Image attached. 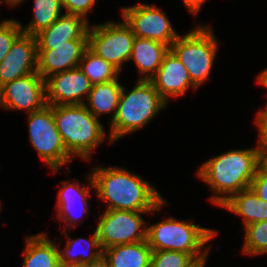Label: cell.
<instances>
[{
  "mask_svg": "<svg viewBox=\"0 0 267 267\" xmlns=\"http://www.w3.org/2000/svg\"><path fill=\"white\" fill-rule=\"evenodd\" d=\"M93 167L94 189L105 210L153 212L165 200L150 181L125 167Z\"/></svg>",
  "mask_w": 267,
  "mask_h": 267,
  "instance_id": "1",
  "label": "cell"
},
{
  "mask_svg": "<svg viewBox=\"0 0 267 267\" xmlns=\"http://www.w3.org/2000/svg\"><path fill=\"white\" fill-rule=\"evenodd\" d=\"M260 164L257 144L256 147L233 149L208 159L197 169L196 175L212 189L209 201L220 207L232 195L250 188Z\"/></svg>",
  "mask_w": 267,
  "mask_h": 267,
  "instance_id": "2",
  "label": "cell"
},
{
  "mask_svg": "<svg viewBox=\"0 0 267 267\" xmlns=\"http://www.w3.org/2000/svg\"><path fill=\"white\" fill-rule=\"evenodd\" d=\"M56 127L72 157L90 161L92 153L105 141L106 130L84 104L53 105Z\"/></svg>",
  "mask_w": 267,
  "mask_h": 267,
  "instance_id": "3",
  "label": "cell"
},
{
  "mask_svg": "<svg viewBox=\"0 0 267 267\" xmlns=\"http://www.w3.org/2000/svg\"><path fill=\"white\" fill-rule=\"evenodd\" d=\"M125 89L123 86L116 115L109 122L108 140L112 144L127 134L141 130L168 105L149 80L138 79L131 91L126 93Z\"/></svg>",
  "mask_w": 267,
  "mask_h": 267,
  "instance_id": "4",
  "label": "cell"
},
{
  "mask_svg": "<svg viewBox=\"0 0 267 267\" xmlns=\"http://www.w3.org/2000/svg\"><path fill=\"white\" fill-rule=\"evenodd\" d=\"M193 221L168 217L156 224L147 225V242L150 248L189 253L197 261L207 259L211 248L205 245L218 235V231L198 226Z\"/></svg>",
  "mask_w": 267,
  "mask_h": 267,
  "instance_id": "5",
  "label": "cell"
},
{
  "mask_svg": "<svg viewBox=\"0 0 267 267\" xmlns=\"http://www.w3.org/2000/svg\"><path fill=\"white\" fill-rule=\"evenodd\" d=\"M218 44L212 27L201 23L185 35L180 34L170 47L197 88L210 79Z\"/></svg>",
  "mask_w": 267,
  "mask_h": 267,
  "instance_id": "6",
  "label": "cell"
},
{
  "mask_svg": "<svg viewBox=\"0 0 267 267\" xmlns=\"http://www.w3.org/2000/svg\"><path fill=\"white\" fill-rule=\"evenodd\" d=\"M27 130L30 144L50 170L58 172L63 165H69L73 157L56 127L52 105L28 114Z\"/></svg>",
  "mask_w": 267,
  "mask_h": 267,
  "instance_id": "7",
  "label": "cell"
},
{
  "mask_svg": "<svg viewBox=\"0 0 267 267\" xmlns=\"http://www.w3.org/2000/svg\"><path fill=\"white\" fill-rule=\"evenodd\" d=\"M165 199L153 212L129 210H105L96 226V232L102 249L147 240V221L142 214L155 213L167 204Z\"/></svg>",
  "mask_w": 267,
  "mask_h": 267,
  "instance_id": "8",
  "label": "cell"
},
{
  "mask_svg": "<svg viewBox=\"0 0 267 267\" xmlns=\"http://www.w3.org/2000/svg\"><path fill=\"white\" fill-rule=\"evenodd\" d=\"M135 37L124 20L90 24L88 48L122 73L124 63L130 61Z\"/></svg>",
  "mask_w": 267,
  "mask_h": 267,
  "instance_id": "9",
  "label": "cell"
},
{
  "mask_svg": "<svg viewBox=\"0 0 267 267\" xmlns=\"http://www.w3.org/2000/svg\"><path fill=\"white\" fill-rule=\"evenodd\" d=\"M122 19L131 28L136 37L151 39L171 47L180 36L174 30L165 12L157 6L144 3L121 9Z\"/></svg>",
  "mask_w": 267,
  "mask_h": 267,
  "instance_id": "10",
  "label": "cell"
},
{
  "mask_svg": "<svg viewBox=\"0 0 267 267\" xmlns=\"http://www.w3.org/2000/svg\"><path fill=\"white\" fill-rule=\"evenodd\" d=\"M47 105L45 80L38 72L18 78L0 88V108L30 114Z\"/></svg>",
  "mask_w": 267,
  "mask_h": 267,
  "instance_id": "11",
  "label": "cell"
},
{
  "mask_svg": "<svg viewBox=\"0 0 267 267\" xmlns=\"http://www.w3.org/2000/svg\"><path fill=\"white\" fill-rule=\"evenodd\" d=\"M47 105H80L87 100L93 84L80 67L45 79Z\"/></svg>",
  "mask_w": 267,
  "mask_h": 267,
  "instance_id": "12",
  "label": "cell"
},
{
  "mask_svg": "<svg viewBox=\"0 0 267 267\" xmlns=\"http://www.w3.org/2000/svg\"><path fill=\"white\" fill-rule=\"evenodd\" d=\"M86 176L87 187L76 179L73 182L70 179L61 183L56 206V219L65 222L63 231H67V228L70 230L72 227L75 228L74 226L77 227V222H80L79 217L84 219L91 211L89 210L90 205H88V200H91L89 187L94 189V184L91 173Z\"/></svg>",
  "mask_w": 267,
  "mask_h": 267,
  "instance_id": "13",
  "label": "cell"
},
{
  "mask_svg": "<svg viewBox=\"0 0 267 267\" xmlns=\"http://www.w3.org/2000/svg\"><path fill=\"white\" fill-rule=\"evenodd\" d=\"M88 39H75L60 46H37V72L49 76L79 67Z\"/></svg>",
  "mask_w": 267,
  "mask_h": 267,
  "instance_id": "14",
  "label": "cell"
},
{
  "mask_svg": "<svg viewBox=\"0 0 267 267\" xmlns=\"http://www.w3.org/2000/svg\"><path fill=\"white\" fill-rule=\"evenodd\" d=\"M34 72H37V41L35 36L21 33L0 63V88Z\"/></svg>",
  "mask_w": 267,
  "mask_h": 267,
  "instance_id": "15",
  "label": "cell"
},
{
  "mask_svg": "<svg viewBox=\"0 0 267 267\" xmlns=\"http://www.w3.org/2000/svg\"><path fill=\"white\" fill-rule=\"evenodd\" d=\"M149 81L167 104L170 97L178 98L190 88L198 89L192 83L188 70L171 49L165 54L162 64Z\"/></svg>",
  "mask_w": 267,
  "mask_h": 267,
  "instance_id": "16",
  "label": "cell"
},
{
  "mask_svg": "<svg viewBox=\"0 0 267 267\" xmlns=\"http://www.w3.org/2000/svg\"><path fill=\"white\" fill-rule=\"evenodd\" d=\"M89 23L80 15L63 13L51 26L35 35L37 46H60L75 39H88Z\"/></svg>",
  "mask_w": 267,
  "mask_h": 267,
  "instance_id": "17",
  "label": "cell"
},
{
  "mask_svg": "<svg viewBox=\"0 0 267 267\" xmlns=\"http://www.w3.org/2000/svg\"><path fill=\"white\" fill-rule=\"evenodd\" d=\"M61 233L67 239L65 247L62 249L57 244L61 266H82L96 260L103 254L96 229L89 239L81 237L72 239L66 231H62ZM82 247L85 248L83 249Z\"/></svg>",
  "mask_w": 267,
  "mask_h": 267,
  "instance_id": "18",
  "label": "cell"
},
{
  "mask_svg": "<svg viewBox=\"0 0 267 267\" xmlns=\"http://www.w3.org/2000/svg\"><path fill=\"white\" fill-rule=\"evenodd\" d=\"M169 49L164 43L135 37L130 61L135 62L139 74L142 75L139 80H149L157 72Z\"/></svg>",
  "mask_w": 267,
  "mask_h": 267,
  "instance_id": "19",
  "label": "cell"
},
{
  "mask_svg": "<svg viewBox=\"0 0 267 267\" xmlns=\"http://www.w3.org/2000/svg\"><path fill=\"white\" fill-rule=\"evenodd\" d=\"M22 267H61L56 243L42 232L25 238Z\"/></svg>",
  "mask_w": 267,
  "mask_h": 267,
  "instance_id": "20",
  "label": "cell"
},
{
  "mask_svg": "<svg viewBox=\"0 0 267 267\" xmlns=\"http://www.w3.org/2000/svg\"><path fill=\"white\" fill-rule=\"evenodd\" d=\"M117 79L94 84L89 92L86 108L98 119L105 114H111L110 122L114 119L119 103L122 84Z\"/></svg>",
  "mask_w": 267,
  "mask_h": 267,
  "instance_id": "21",
  "label": "cell"
},
{
  "mask_svg": "<svg viewBox=\"0 0 267 267\" xmlns=\"http://www.w3.org/2000/svg\"><path fill=\"white\" fill-rule=\"evenodd\" d=\"M223 209L242 217L243 226L267 220V202L261 200L251 188L232 195L223 205Z\"/></svg>",
  "mask_w": 267,
  "mask_h": 267,
  "instance_id": "22",
  "label": "cell"
},
{
  "mask_svg": "<svg viewBox=\"0 0 267 267\" xmlns=\"http://www.w3.org/2000/svg\"><path fill=\"white\" fill-rule=\"evenodd\" d=\"M110 267H150L152 249L147 240L103 250Z\"/></svg>",
  "mask_w": 267,
  "mask_h": 267,
  "instance_id": "23",
  "label": "cell"
},
{
  "mask_svg": "<svg viewBox=\"0 0 267 267\" xmlns=\"http://www.w3.org/2000/svg\"><path fill=\"white\" fill-rule=\"evenodd\" d=\"M22 0L19 4L23 3ZM33 17L25 26L20 23L22 33L35 36L41 30L51 26L62 15L60 0H33Z\"/></svg>",
  "mask_w": 267,
  "mask_h": 267,
  "instance_id": "24",
  "label": "cell"
},
{
  "mask_svg": "<svg viewBox=\"0 0 267 267\" xmlns=\"http://www.w3.org/2000/svg\"><path fill=\"white\" fill-rule=\"evenodd\" d=\"M79 67L93 85L117 79L121 73L111 63L97 56L89 48L85 50Z\"/></svg>",
  "mask_w": 267,
  "mask_h": 267,
  "instance_id": "25",
  "label": "cell"
},
{
  "mask_svg": "<svg viewBox=\"0 0 267 267\" xmlns=\"http://www.w3.org/2000/svg\"><path fill=\"white\" fill-rule=\"evenodd\" d=\"M242 253L249 256L267 254V220L244 227Z\"/></svg>",
  "mask_w": 267,
  "mask_h": 267,
  "instance_id": "26",
  "label": "cell"
},
{
  "mask_svg": "<svg viewBox=\"0 0 267 267\" xmlns=\"http://www.w3.org/2000/svg\"><path fill=\"white\" fill-rule=\"evenodd\" d=\"M197 260L189 253L152 250L150 267H192Z\"/></svg>",
  "mask_w": 267,
  "mask_h": 267,
  "instance_id": "27",
  "label": "cell"
},
{
  "mask_svg": "<svg viewBox=\"0 0 267 267\" xmlns=\"http://www.w3.org/2000/svg\"><path fill=\"white\" fill-rule=\"evenodd\" d=\"M22 33L20 22L16 19H4L0 22V63L11 48L12 43Z\"/></svg>",
  "mask_w": 267,
  "mask_h": 267,
  "instance_id": "28",
  "label": "cell"
},
{
  "mask_svg": "<svg viewBox=\"0 0 267 267\" xmlns=\"http://www.w3.org/2000/svg\"><path fill=\"white\" fill-rule=\"evenodd\" d=\"M255 124L258 132V144L260 157H267V110L261 108L256 112Z\"/></svg>",
  "mask_w": 267,
  "mask_h": 267,
  "instance_id": "29",
  "label": "cell"
},
{
  "mask_svg": "<svg viewBox=\"0 0 267 267\" xmlns=\"http://www.w3.org/2000/svg\"><path fill=\"white\" fill-rule=\"evenodd\" d=\"M98 0H60L66 13L80 15L88 23V15Z\"/></svg>",
  "mask_w": 267,
  "mask_h": 267,
  "instance_id": "30",
  "label": "cell"
},
{
  "mask_svg": "<svg viewBox=\"0 0 267 267\" xmlns=\"http://www.w3.org/2000/svg\"><path fill=\"white\" fill-rule=\"evenodd\" d=\"M250 188L264 202H267V165L261 163L251 181Z\"/></svg>",
  "mask_w": 267,
  "mask_h": 267,
  "instance_id": "31",
  "label": "cell"
},
{
  "mask_svg": "<svg viewBox=\"0 0 267 267\" xmlns=\"http://www.w3.org/2000/svg\"><path fill=\"white\" fill-rule=\"evenodd\" d=\"M207 0H183V3L189 13L193 14L195 17L200 12L201 7L205 4Z\"/></svg>",
  "mask_w": 267,
  "mask_h": 267,
  "instance_id": "32",
  "label": "cell"
},
{
  "mask_svg": "<svg viewBox=\"0 0 267 267\" xmlns=\"http://www.w3.org/2000/svg\"><path fill=\"white\" fill-rule=\"evenodd\" d=\"M81 267H110L107 258L102 254L96 260L84 264Z\"/></svg>",
  "mask_w": 267,
  "mask_h": 267,
  "instance_id": "33",
  "label": "cell"
},
{
  "mask_svg": "<svg viewBox=\"0 0 267 267\" xmlns=\"http://www.w3.org/2000/svg\"><path fill=\"white\" fill-rule=\"evenodd\" d=\"M256 80H257L256 82L258 85H262L263 87L267 89V68L261 71L259 75H257ZM266 107H267V102L263 108H266Z\"/></svg>",
  "mask_w": 267,
  "mask_h": 267,
  "instance_id": "34",
  "label": "cell"
},
{
  "mask_svg": "<svg viewBox=\"0 0 267 267\" xmlns=\"http://www.w3.org/2000/svg\"><path fill=\"white\" fill-rule=\"evenodd\" d=\"M21 1L22 0H1L0 4H3V2H5L7 4V6L12 8V7H15V6L19 5V3Z\"/></svg>",
  "mask_w": 267,
  "mask_h": 267,
  "instance_id": "35",
  "label": "cell"
},
{
  "mask_svg": "<svg viewBox=\"0 0 267 267\" xmlns=\"http://www.w3.org/2000/svg\"><path fill=\"white\" fill-rule=\"evenodd\" d=\"M207 259L198 260L192 267H205Z\"/></svg>",
  "mask_w": 267,
  "mask_h": 267,
  "instance_id": "36",
  "label": "cell"
},
{
  "mask_svg": "<svg viewBox=\"0 0 267 267\" xmlns=\"http://www.w3.org/2000/svg\"><path fill=\"white\" fill-rule=\"evenodd\" d=\"M261 163H264L267 165V157H260Z\"/></svg>",
  "mask_w": 267,
  "mask_h": 267,
  "instance_id": "37",
  "label": "cell"
},
{
  "mask_svg": "<svg viewBox=\"0 0 267 267\" xmlns=\"http://www.w3.org/2000/svg\"><path fill=\"white\" fill-rule=\"evenodd\" d=\"M61 267H81V266H61Z\"/></svg>",
  "mask_w": 267,
  "mask_h": 267,
  "instance_id": "38",
  "label": "cell"
}]
</instances>
